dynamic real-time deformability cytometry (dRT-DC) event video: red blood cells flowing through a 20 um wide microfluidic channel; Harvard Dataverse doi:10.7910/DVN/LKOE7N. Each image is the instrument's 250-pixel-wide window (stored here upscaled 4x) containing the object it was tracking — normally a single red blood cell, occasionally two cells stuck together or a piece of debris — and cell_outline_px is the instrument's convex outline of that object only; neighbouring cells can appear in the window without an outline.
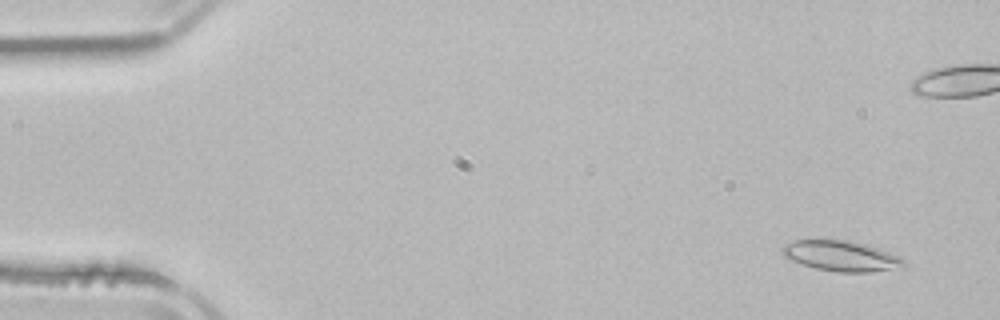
{"species": "common noctule bat (a hibernating species)", "species_latin": "Nyctalus noctula", "temperature_condition": "room temperature", "stored_images_in_passage": 6, "camera_frame_rate_fps": 3000, "um_per_image_px": 0.085, "animal": {"sex": "male", "body_mass_g": 21.5, "forearm_length_mm": 52.0}, "frame": {"image": 1, "passage_image": 1, "time_ms": 0.0, "image_size_px": [1000, 320], "cell_outline_px": [[904, 268], [872, 272], [836, 272], [816, 268], [792, 260], [784, 256], [780, 248], [784, 244], [796, 240], [820, 236], [848, 240], [868, 244], [880, 248], [900, 256], [904, 260]], "centroid_in_image_um": [71.5, 21.7], "position_along_channel_um": 13.5, "area_um2": 22.48}}
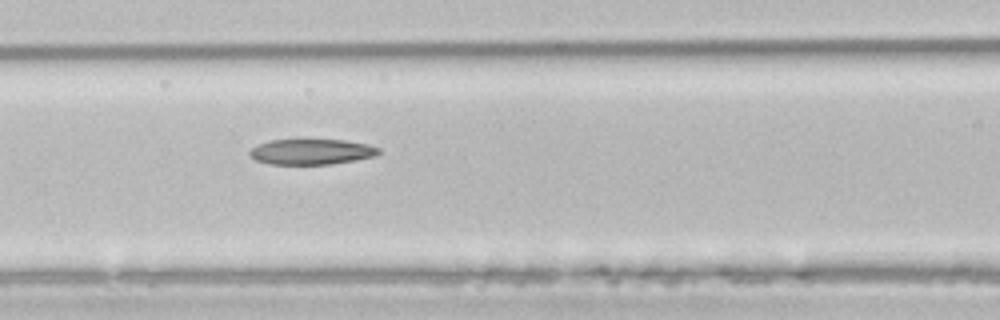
{"frame": {"image": 2, "passage_image": 6, "time_ms": 8.0, "image_size_px": [1000, 320], "cell_outline_px": [[380, 152], [376, 156], [356, 160], [332, 164], [268, 164], [256, 160], [248, 152], [252, 148], [268, 140], [304, 136], [344, 140], [368, 144], [380, 148]], "centroid_in_image_um": [26.48, 12.84], "position_along_channel_um": 140.1, "area_um2": 20.23}}